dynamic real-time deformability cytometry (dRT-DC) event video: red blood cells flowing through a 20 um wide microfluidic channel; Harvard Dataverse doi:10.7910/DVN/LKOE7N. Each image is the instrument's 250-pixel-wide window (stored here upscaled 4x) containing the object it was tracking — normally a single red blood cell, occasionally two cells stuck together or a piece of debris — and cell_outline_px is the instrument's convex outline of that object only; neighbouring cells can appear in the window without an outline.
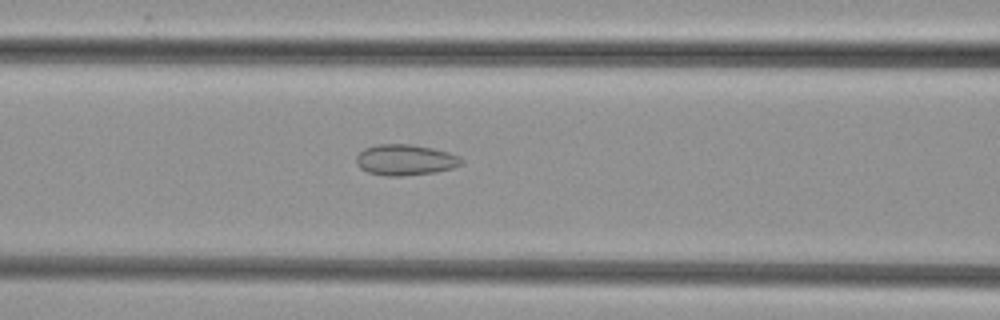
{"species": "common noctule bat (a hibernating species)", "species_latin": "Nyctalus noctula", "temperature_condition": "cold", "stored_images_in_passage": 41, "camera_frame_rate_fps": 3000, "um_per_image_px": 0.085, "animal": {"sex": "female", "body_mass_g": 29.2, "forearm_length_mm": 56.3}, "frame": {"image": 1, "passage_image": 11, "time_ms": 3.333, "image_size_px": [1000, 320], "cell_outline_px": [[464, 164], [452, 168], [436, 172], [404, 176], [384, 176], [368, 172], [360, 168], [356, 164], [356, 156], [364, 148], [376, 144], [412, 144], [432, 148], [448, 152], [460, 156], [464, 160]], "centroid_in_image_um": [34.46, 13.59], "position_along_channel_um": 132.1, "area_um2": 19.19}}
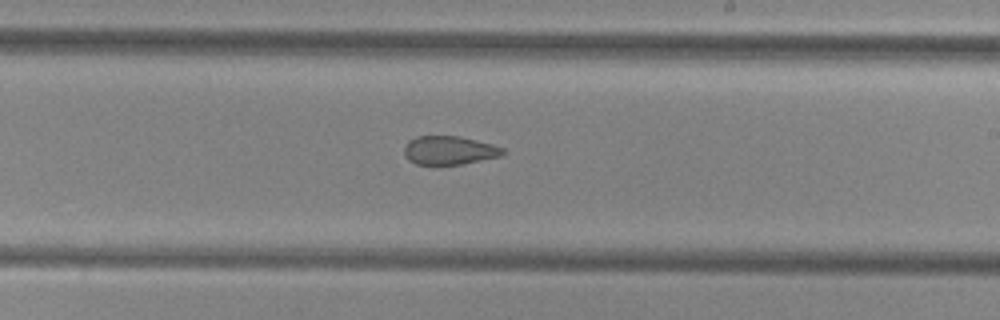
{"frame": {"image": 2, "passage_image": 20, "time_ms": 6.333, "image_size_px": [1000, 320], "cell_outline_px": [[508, 152], [500, 156], [464, 164], [416, 164], [408, 160], [404, 152], [404, 148], [408, 140], [416, 136], [460, 136], [492, 144], [504, 148]], "centroid_in_image_um": [38.21, 12.77], "position_along_channel_um": 250.8, "area_um2": 16.53}}
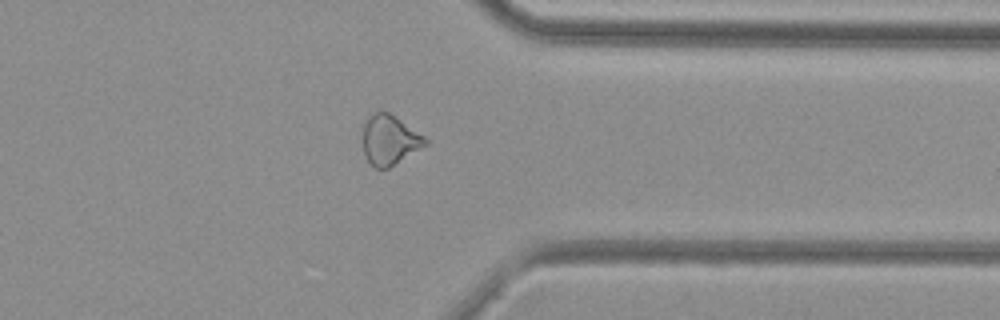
{"frame": {"image": 3, "passage_image": 30, "time_ms": 9.667, "image_size_px": [1000, 320], "cell_outline_px": [[428, 144], [388, 168], [376, 168], [368, 160], [364, 152], [364, 124], [368, 116], [376, 112], [388, 112], [424, 136], [428, 140]], "centroid_in_image_um": [33.12, 11.9], "position_along_channel_um": 378.3, "area_um2": 17.63}}